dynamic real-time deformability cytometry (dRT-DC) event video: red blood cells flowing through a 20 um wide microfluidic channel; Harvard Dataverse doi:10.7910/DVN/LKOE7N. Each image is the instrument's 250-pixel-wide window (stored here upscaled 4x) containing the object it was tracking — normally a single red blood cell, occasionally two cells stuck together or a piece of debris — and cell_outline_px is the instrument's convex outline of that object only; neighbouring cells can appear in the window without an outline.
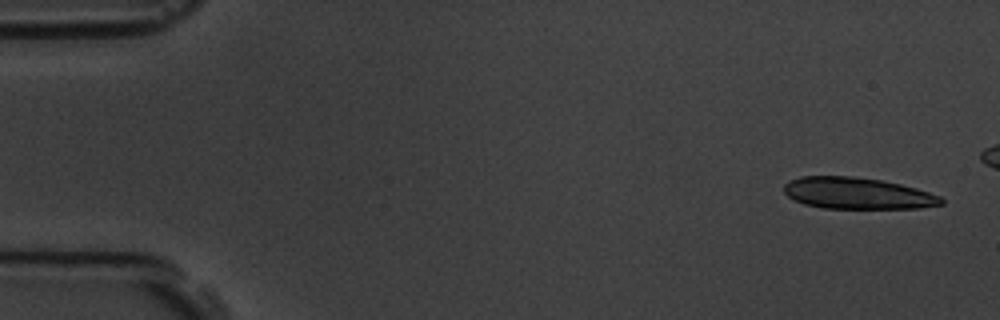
{"species": "common noctule bat (a hibernating species)", "species_latin": "Nyctalus noctula", "temperature_condition": "room temperature", "stored_images_in_passage": 6, "camera_frame_rate_fps": 3000, "um_per_image_px": 0.085, "animal": {"sex": "male", "body_mass_g": 19.5, "forearm_length_mm": 54.6}, "frame": {"image": 1, "passage_image": 1, "time_ms": 0.0, "image_size_px": [1000, 320], "cell_outline_px": [[944, 204], [920, 208], [824, 208], [804, 204], [792, 200], [784, 192], [784, 184], [788, 180], [800, 176], [852, 176], [880, 180], [900, 184], [916, 188], [940, 196], [944, 200]], "centroid_in_image_um": [72.84, 16.43], "position_along_channel_um": 12.2, "area_um2": 28.96}}